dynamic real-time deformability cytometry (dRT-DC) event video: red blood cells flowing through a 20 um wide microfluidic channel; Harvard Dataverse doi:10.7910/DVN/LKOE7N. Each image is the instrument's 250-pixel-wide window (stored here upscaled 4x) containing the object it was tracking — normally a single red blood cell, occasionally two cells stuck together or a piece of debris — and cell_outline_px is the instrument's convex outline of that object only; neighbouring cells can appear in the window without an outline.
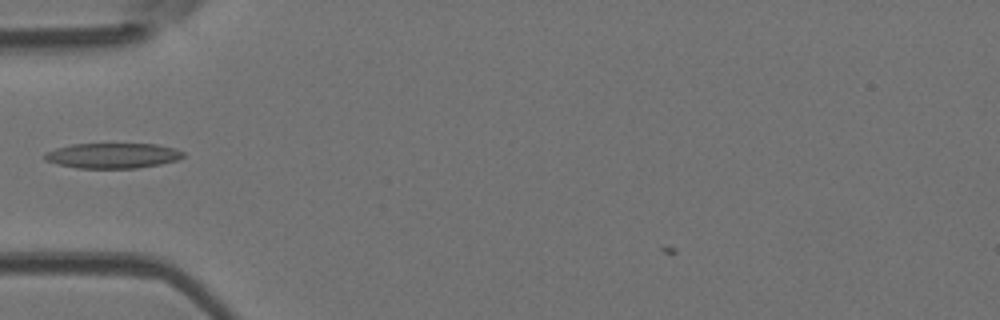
{"species": "Egyptian fruit bat (a non-hibernating species)", "species_latin": "Rousettus aegyptiacus", "temperature_condition": "room temperature", "stored_images_in_passage": 33, "camera_frame_rate_fps": 3000, "um_per_image_px": 0.085, "animal": {"sex": "female"}, "frame": {"image": 1, "passage_image": 2, "time_ms": 0.333, "image_size_px": [1000, 320], "cell_outline_px": [[184, 156], [176, 160], [160, 164], [136, 168], [76, 168], [56, 164], [44, 160], [44, 152], [56, 148], [72, 144], [156, 144], [172, 148], [184, 152]], "centroid_in_image_um": [9.52, 13.23], "position_along_channel_um": 75.5, "area_um2": 20.35}}
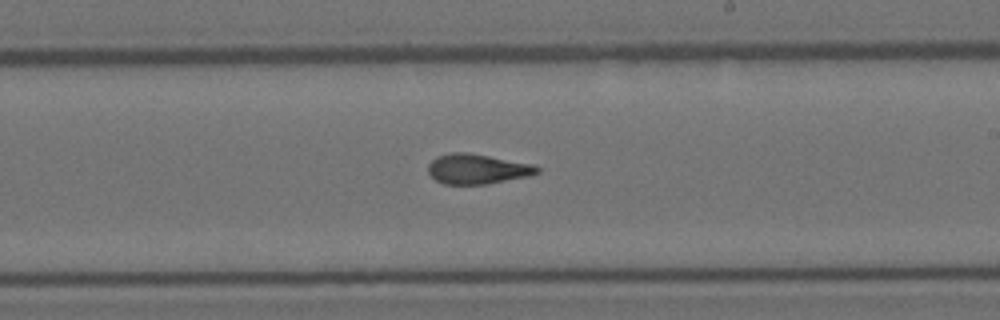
{"frame": {"image": 2, "passage_image": 15, "time_ms": 4.667, "image_size_px": [1000, 320], "cell_outline_px": [[540, 172], [528, 176], [488, 184], [444, 184], [436, 180], [428, 172], [428, 164], [436, 156], [452, 152], [468, 152], [532, 164], [540, 168]], "centroid_in_image_um": [40.55, 14.36], "position_along_channel_um": 248.4, "area_um2": 19.02}}
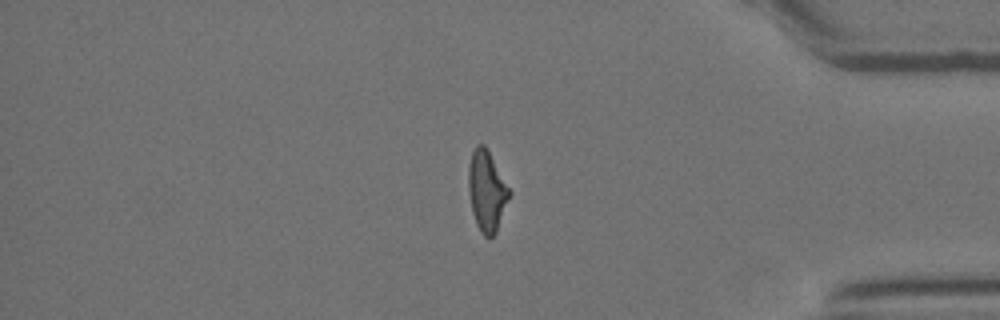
{"frame": {"image": 3, "passage_image": 28, "time_ms": 9.0, "image_size_px": [1000, 320], "cell_outline_px": [[512, 192], [496, 232], [492, 236], [484, 236], [480, 232], [476, 224], [472, 212], [468, 192], [468, 168], [472, 152], [476, 144], [484, 144]], "centroid_in_image_um": [41.37, 16.24], "position_along_channel_um": 393.8, "area_um2": 19.19}}